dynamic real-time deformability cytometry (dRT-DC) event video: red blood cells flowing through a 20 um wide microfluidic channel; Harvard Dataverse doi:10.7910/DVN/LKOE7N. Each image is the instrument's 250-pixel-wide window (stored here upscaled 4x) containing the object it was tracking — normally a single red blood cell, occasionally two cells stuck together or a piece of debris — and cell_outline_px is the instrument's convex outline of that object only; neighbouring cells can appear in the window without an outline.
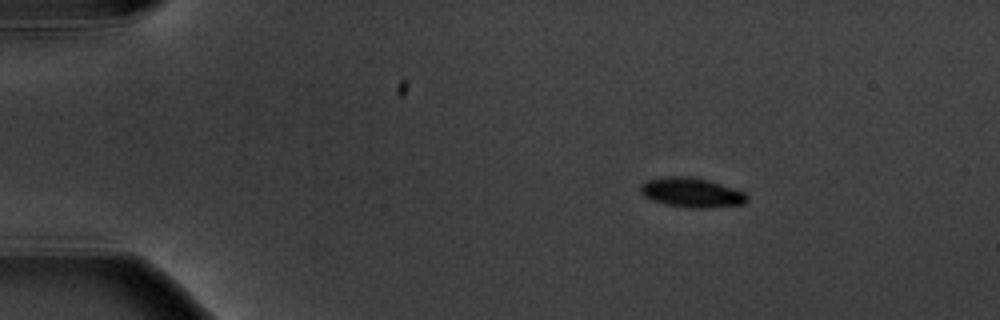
{"species": "common noctule bat (a hibernating species)", "species_latin": "Nyctalus noctula", "temperature_condition": "warm", "stored_images_in_passage": 9, "camera_frame_rate_fps": 3000, "um_per_image_px": 0.085, "animal": {"sex": "male", "body_mass_g": 20.1, "forearm_length_mm": 53.5}, "frame": {"image": 1, "passage_image": 1, "time_ms": 0.0, "image_size_px": [1000, 320], "cell_outline_px": [[748, 200], [744, 204], [704, 208], [688, 208], [664, 204], [652, 200], [644, 196], [640, 192], [640, 184], [648, 180], [668, 176], [688, 176], [708, 180], [744, 192], [748, 196]], "centroid_in_image_um": [58.76, 16.37], "position_along_channel_um": 26.2, "area_um2": 18.32}}
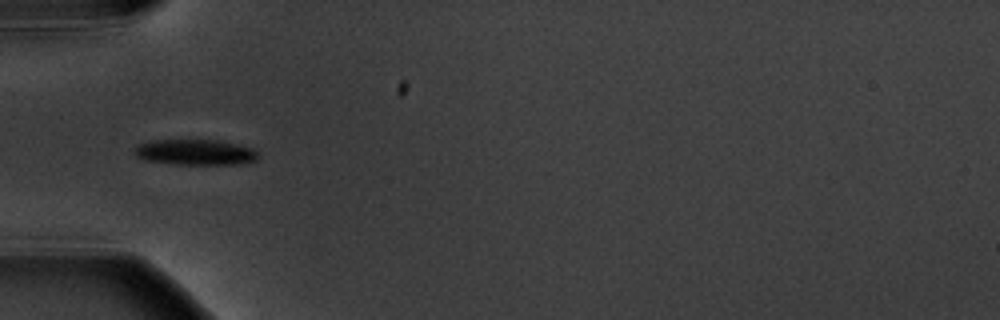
{"frame": {"image": 2, "passage_image": 3, "time_ms": 3.333, "image_size_px": [1000, 320], "cell_outline_px": [[260, 156], [256, 160], [236, 164], [176, 164], [144, 160], [136, 156], [132, 152], [136, 144], [152, 140], [220, 140], [240, 144], [252, 148], [260, 152]], "centroid_in_image_um": [16.59, 12.93], "position_along_channel_um": 68.4, "area_um2": 18.79}}